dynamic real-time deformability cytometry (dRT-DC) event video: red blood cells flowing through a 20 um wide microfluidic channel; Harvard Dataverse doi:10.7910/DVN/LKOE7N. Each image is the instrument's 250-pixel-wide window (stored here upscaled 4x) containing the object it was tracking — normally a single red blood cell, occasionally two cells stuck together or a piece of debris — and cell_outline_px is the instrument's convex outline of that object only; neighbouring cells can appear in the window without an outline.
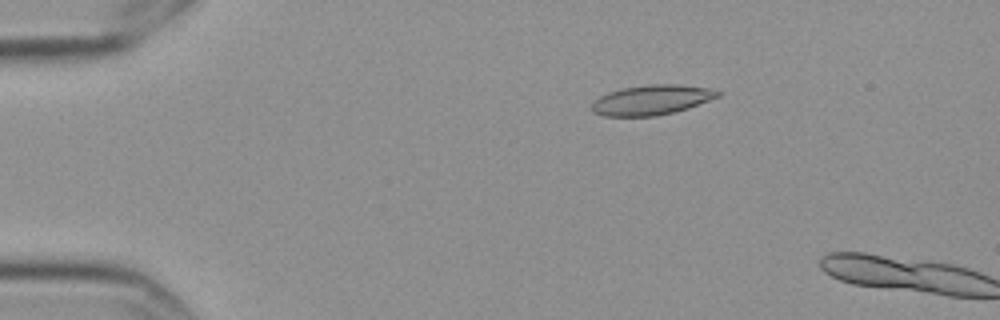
{"species": "Egyptian fruit bat (a non-hibernating species)", "species_latin": "Rousettus aegyptiacus", "temperature_condition": "cold", "stored_images_in_passage": 4, "camera_frame_rate_fps": 3000, "um_per_image_px": 0.085, "frame": {"image": 1, "passage_image": 3, "time_ms": 0.667, "image_size_px": [1000, 320], "cell_outline_px": [[720, 96], [688, 108], [656, 116], [604, 116], [592, 112], [592, 104], [600, 96], [608, 92], [620, 88], [648, 84], [680, 84], [708, 88], [720, 92]], "centroid_in_image_um": [55.37, 8.49], "position_along_channel_um": 29.6, "area_um2": 21.91}}